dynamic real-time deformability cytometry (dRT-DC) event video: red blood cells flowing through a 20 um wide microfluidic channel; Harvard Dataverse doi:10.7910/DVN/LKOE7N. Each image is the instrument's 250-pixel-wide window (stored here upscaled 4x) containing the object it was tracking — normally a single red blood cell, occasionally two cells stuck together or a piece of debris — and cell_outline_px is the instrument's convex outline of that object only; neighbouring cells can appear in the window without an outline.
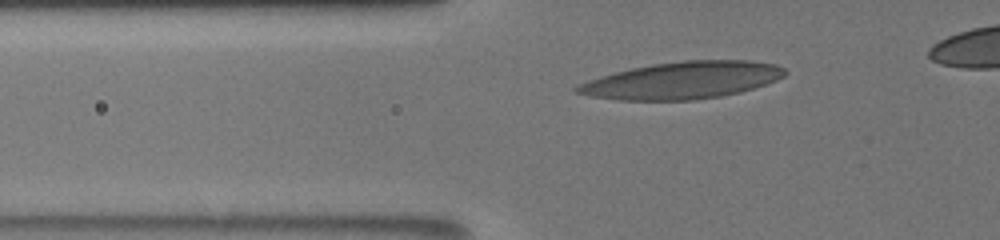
{"species": "human", "species_latin": "Homo sapiens", "temperature_condition": "room temperature", "stored_images_in_passage": 14, "camera_frame_rate_fps": 3000, "um_per_image_px": 0.085, "donor": {"sex": "male"}, "frame": {"image": 1, "passage_image": 3, "time_ms": 1.333, "image_size_px": [1000, 240], "cell_outline_px": [[788, 72], [784, 76], [776, 80], [740, 92], [720, 96], [696, 100], [620, 100], [592, 96], [576, 92], [572, 88], [588, 80], [600, 76], [632, 68], [652, 64], [684, 60], [752, 60], [776, 64], [784, 68]], "centroid_in_image_um": [58.02, 6.82], "position_along_channel_um": 67.8, "area_um2": 44.74}}
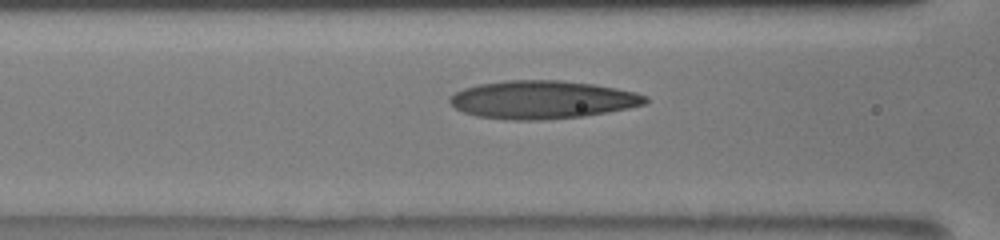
{"frame": {"image": 2, "passage_image": 8, "time_ms": 3.0, "image_size_px": [1000, 240], "cell_outline_px": [[648, 100], [644, 104], [628, 108], [608, 112], [584, 116], [544, 120], [512, 120], [476, 116], [464, 112], [456, 108], [448, 100], [448, 96], [464, 88], [480, 84], [504, 80], [560, 80], [592, 84], [616, 88], [636, 92], [648, 96]], "centroid_in_image_um": [46.09, 8.47], "position_along_channel_um": 120.5, "area_um2": 43.47}}